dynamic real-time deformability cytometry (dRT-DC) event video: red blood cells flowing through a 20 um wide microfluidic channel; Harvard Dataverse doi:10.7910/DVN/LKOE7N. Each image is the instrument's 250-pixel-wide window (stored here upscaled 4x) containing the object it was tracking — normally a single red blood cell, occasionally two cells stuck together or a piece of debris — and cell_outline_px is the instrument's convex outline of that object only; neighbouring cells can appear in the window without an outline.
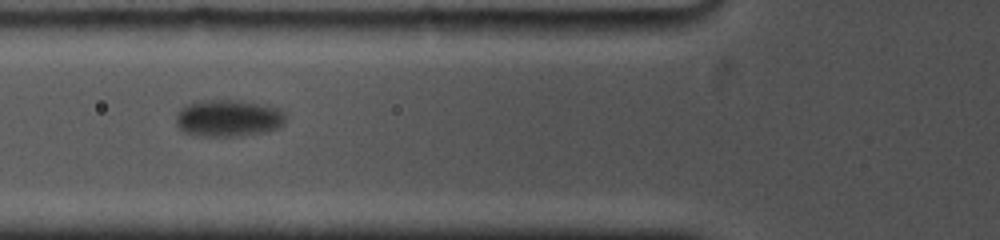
{"species": "common noctule bat (a hibernating species)", "species_latin": "Nyctalus noctula", "temperature_condition": "cold", "stored_images_in_passage": 29, "camera_frame_rate_fps": 5000, "um_per_image_px": 0.085, "animal": {"sex": "female", "body_mass_g": 19.0, "forearm_length_mm": 53.3}, "frame": {"image": 1, "passage_image": 4, "time_ms": 2.4, "image_size_px": [1000, 240], "cell_outline_px": [[284, 124], [280, 128], [264, 132], [240, 136], [204, 136], [184, 132], [176, 124], [176, 112], [180, 108], [188, 104], [204, 100], [236, 100], [260, 104], [276, 108], [284, 112]], "centroid_in_image_um": [19.39, 10.05], "position_along_channel_um": 106.4, "area_um2": 23.52}}
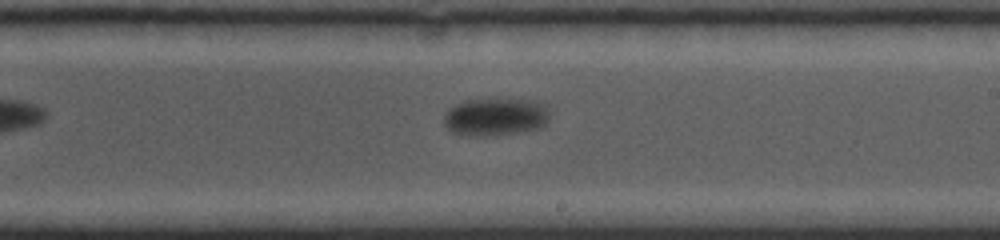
{"frame": {"image": 2, "passage_image": 12, "time_ms": 6.6, "image_size_px": [1000, 240], "cell_outline_px": [[548, 120], [540, 128], [524, 132], [496, 136], [464, 136], [452, 132], [444, 124], [444, 112], [448, 108], [460, 100], [496, 96], [536, 100], [544, 104], [548, 112]], "centroid_in_image_um": [42.08, 9.89], "position_along_channel_um": 246.9, "area_um2": 24.74}}
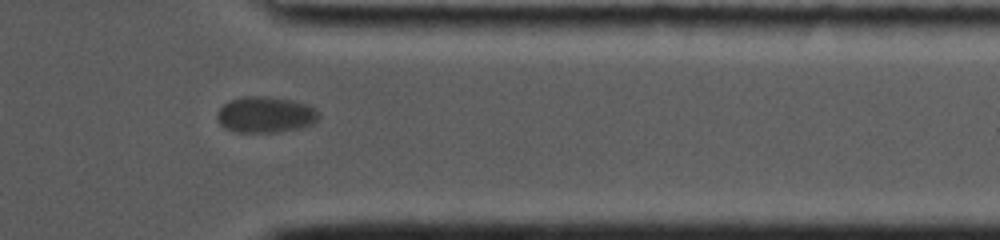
{"frame": {"image": 3, "passage_image": 23, "time_ms": 10.8, "image_size_px": [1000, 240], "cell_outline_px": [[320, 116], [312, 124], [304, 128], [280, 132], [232, 132], [224, 128], [220, 124], [216, 116], [220, 108], [228, 100], [248, 96], [264, 96], [288, 100], [304, 104], [316, 108], [320, 112]], "centroid_in_image_um": [22.56, 9.77], "position_along_channel_um": 388.8, "area_um2": 21.5}}